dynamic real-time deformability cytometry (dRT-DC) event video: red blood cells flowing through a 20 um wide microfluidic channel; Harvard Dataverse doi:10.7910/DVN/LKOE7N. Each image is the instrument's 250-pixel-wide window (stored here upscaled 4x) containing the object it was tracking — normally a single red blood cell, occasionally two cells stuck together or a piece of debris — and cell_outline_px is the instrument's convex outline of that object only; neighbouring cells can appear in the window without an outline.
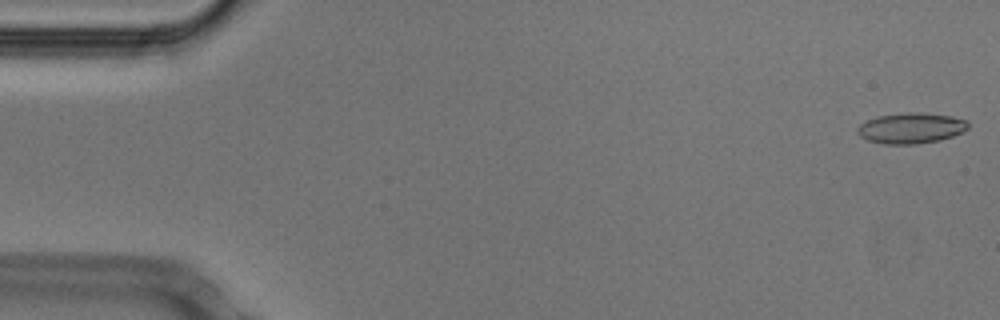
{"species": "Egyptian fruit bat (a non-hibernating species)", "species_latin": "Rousettus aegyptiacus", "temperature_condition": "cold", "stored_images_in_passage": 8, "camera_frame_rate_fps": 3000, "um_per_image_px": 0.085, "animal": {"sex": "male"}, "frame": {"image": 1, "passage_image": 1, "time_ms": 0.0, "image_size_px": [1000, 320], "cell_outline_px": [[968, 128], [964, 132], [940, 140], [916, 144], [884, 144], [868, 140], [860, 136], [856, 132], [856, 128], [860, 124], [876, 116], [908, 112], [916, 112], [952, 116], [968, 120]], "centroid_in_image_um": [77.44, 10.89], "position_along_channel_um": 7.6, "area_um2": 19.88}}